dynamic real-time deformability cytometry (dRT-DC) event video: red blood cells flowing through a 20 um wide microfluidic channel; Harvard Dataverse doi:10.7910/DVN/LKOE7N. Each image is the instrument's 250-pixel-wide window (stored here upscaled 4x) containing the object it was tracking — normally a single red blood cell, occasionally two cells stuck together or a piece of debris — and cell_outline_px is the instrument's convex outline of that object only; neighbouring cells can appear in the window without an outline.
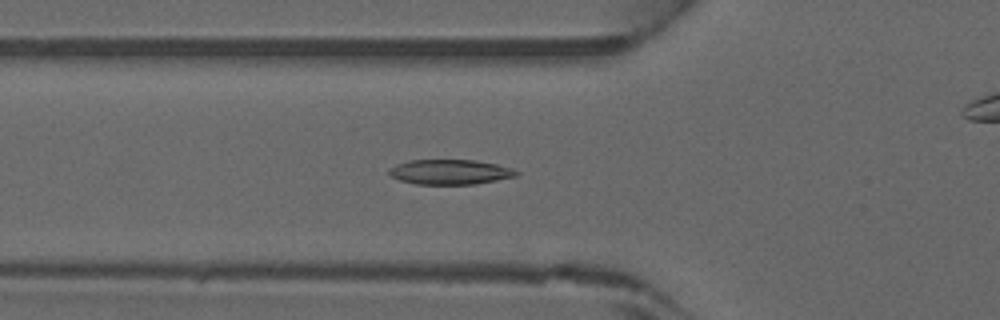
{"species": "common noctule bat (a hibernating species)", "species_latin": "Nyctalus noctula", "temperature_condition": "warm", "stored_images_in_passage": 47, "camera_frame_rate_fps": 3000, "um_per_image_px": 0.085, "animal": {"sex": "male", "forearm_length_mm": 52.5}, "frame": {"image": 1, "passage_image": 17, "time_ms": 5.333, "image_size_px": [1000, 320], "cell_outline_px": [[520, 172], [516, 176], [476, 184], [416, 184], [400, 180], [392, 176], [388, 172], [388, 168], [396, 164], [408, 160], [476, 160], [496, 164], [512, 168]], "centroid_in_image_um": [38.24, 14.61], "position_along_channel_um": 87.6, "area_um2": 18.5}}
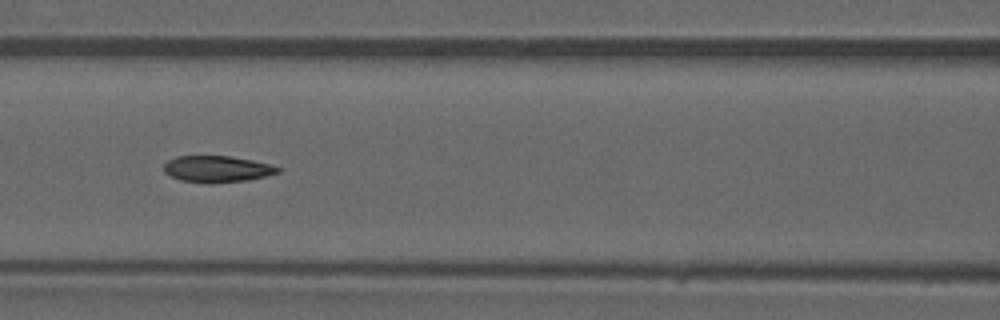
{"frame": {"image": 2, "passage_image": 21, "time_ms": 6.667, "image_size_px": [1000, 320], "cell_outline_px": [[280, 172], [248, 180], [180, 180], [164, 172], [164, 164], [168, 160], [176, 156], [228, 156], [252, 160], [272, 164], [280, 168]], "centroid_in_image_um": [18.47, 14.31], "position_along_channel_um": 148.1, "area_um2": 16.65}}
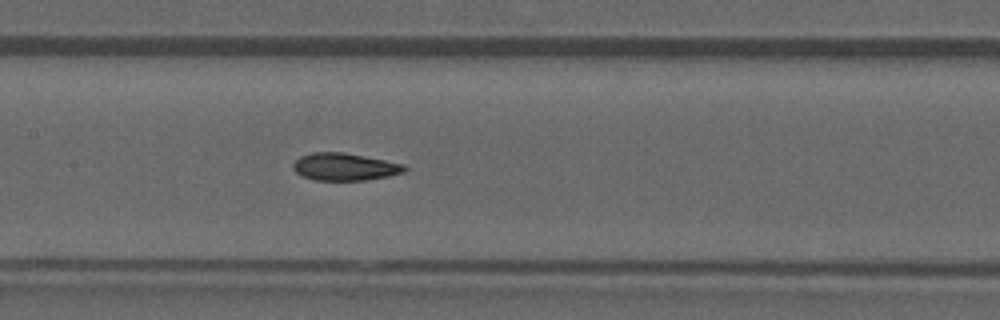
{"frame": {"image": 3, "passage_image": 23, "time_ms": 7.333, "image_size_px": [1000, 320], "cell_outline_px": [[408, 168], [404, 172], [388, 176], [364, 180], [312, 180], [296, 172], [292, 168], [292, 164], [300, 156], [312, 152], [344, 152], [404, 164]], "centroid_in_image_um": [29.28, 14.17], "position_along_channel_um": 178.1, "area_um2": 17.74}}